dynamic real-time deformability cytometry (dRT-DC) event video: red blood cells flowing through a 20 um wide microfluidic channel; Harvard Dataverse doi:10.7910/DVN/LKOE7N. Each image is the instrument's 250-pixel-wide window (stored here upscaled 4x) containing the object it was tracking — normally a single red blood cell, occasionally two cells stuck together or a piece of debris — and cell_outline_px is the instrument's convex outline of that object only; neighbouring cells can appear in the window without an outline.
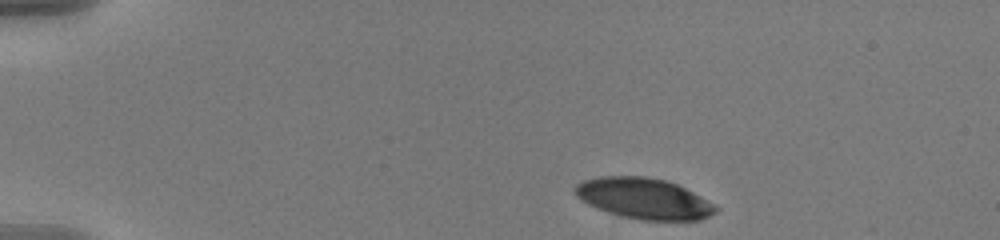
{"species": "human", "species_latin": "Homo sapiens", "temperature_condition": "warm", "stored_images_in_passage": 30, "camera_frame_rate_fps": 3000, "um_per_image_px": 0.085, "donor": {"sex": "male"}, "frame": {"image": 1, "passage_image": 1, "time_ms": 0.0, "image_size_px": [1000, 240], "cell_outline_px": [[720, 208], [716, 212], [700, 220], [640, 220], [620, 216], [596, 208], [588, 204], [576, 196], [572, 188], [576, 184], [584, 180], [600, 176], [644, 176], [664, 180], [676, 184], [692, 192]], "centroid_in_image_um": [54.69, 16.87], "position_along_channel_um": 30.3, "area_um2": 33.35}}
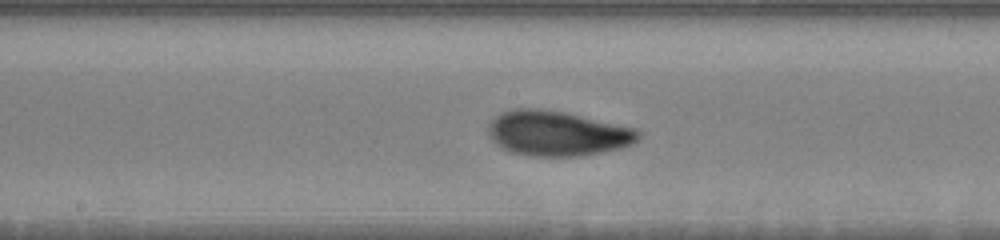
{"frame": {"image": 2, "passage_image": 13, "time_ms": 4.0, "image_size_px": [1000, 240], "cell_outline_px": [[640, 136], [632, 144], [620, 148], [580, 156], [528, 156], [508, 152], [492, 140], [488, 132], [488, 124], [500, 112], [516, 108], [540, 108], [564, 112], [636, 128], [640, 132]], "centroid_in_image_um": [47.33, 11.33], "position_along_channel_um": 200.9, "area_um2": 39.42}}
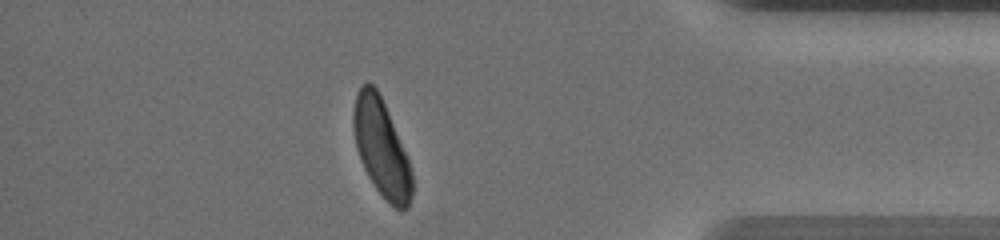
{"frame": {"image": 3, "passage_image": 26, "time_ms": 8.333, "image_size_px": [1000, 240], "cell_outline_px": [[412, 196], [408, 208], [400, 212], [376, 188], [368, 176], [364, 168], [356, 144], [352, 124], [352, 112], [356, 92], [360, 84], [368, 80], [376, 88], [384, 104], [408, 160], [412, 172]], "centroid_in_image_um": [32.39, 12.54], "position_along_channel_um": 402.8, "area_um2": 32.71}}